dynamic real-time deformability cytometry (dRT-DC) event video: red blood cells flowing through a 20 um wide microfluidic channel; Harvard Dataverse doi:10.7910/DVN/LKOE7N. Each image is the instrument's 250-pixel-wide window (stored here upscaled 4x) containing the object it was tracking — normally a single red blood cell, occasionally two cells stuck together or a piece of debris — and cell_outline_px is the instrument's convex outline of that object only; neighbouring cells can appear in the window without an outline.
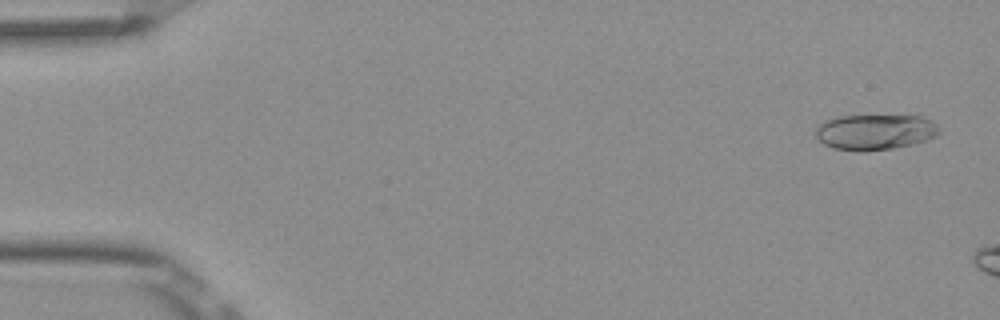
{"species": "Egyptian fruit bat (a non-hibernating species)", "species_latin": "Rousettus aegyptiacus", "temperature_condition": "room temperature", "stored_images_in_passage": 3, "camera_frame_rate_fps": 3000, "um_per_image_px": 0.085, "frame": {"image": 1, "passage_image": 1, "time_ms": 0.0, "image_size_px": [1000, 320], "cell_outline_px": [[940, 132], [936, 136], [912, 144], [892, 148], [864, 152], [860, 152], [832, 148], [824, 144], [816, 136], [816, 128], [824, 120], [836, 116], [924, 116], [936, 124], [940, 128]], "centroid_in_image_um": [74.36, 11.22], "position_along_channel_um": 10.6, "area_um2": 25.66}}